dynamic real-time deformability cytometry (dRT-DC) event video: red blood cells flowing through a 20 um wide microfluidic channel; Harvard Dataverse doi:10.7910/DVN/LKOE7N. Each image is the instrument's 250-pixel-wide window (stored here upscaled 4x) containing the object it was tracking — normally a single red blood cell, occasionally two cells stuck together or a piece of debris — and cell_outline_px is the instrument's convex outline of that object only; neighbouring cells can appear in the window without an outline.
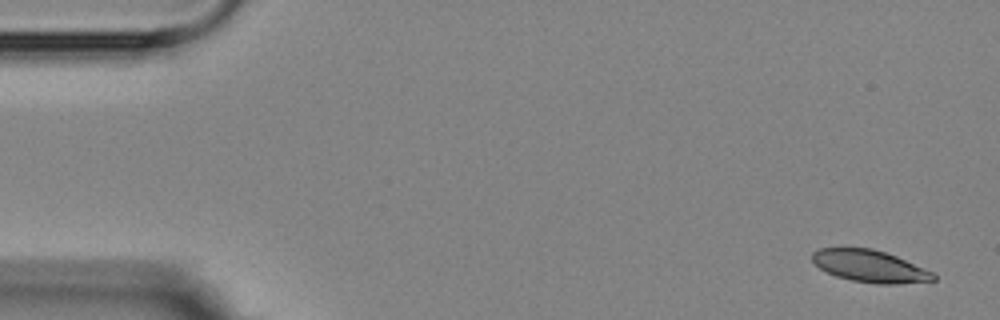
{"species": "Egyptian fruit bat (a non-hibernating species)", "species_latin": "Rousettus aegyptiacus", "temperature_condition": "room temperature", "stored_images_in_passage": 5, "segment_of_instrument_passage": [1, 2], "camera_frame_rate_fps": 3000, "um_per_image_px": 0.085, "animal": {"sex": "female"}, "frame": {"image": 1, "passage_image": 1, "time_ms": 0.0, "image_size_px": [1000, 320], "cell_outline_px": [[936, 280], [896, 284], [876, 284], [852, 280], [836, 276], [820, 268], [812, 260], [812, 252], [820, 248], [872, 248], [896, 256], [932, 272], [936, 276]], "centroid_in_image_um": [73.92, 22.63], "position_along_channel_um": 11.1, "area_um2": 22.37}}